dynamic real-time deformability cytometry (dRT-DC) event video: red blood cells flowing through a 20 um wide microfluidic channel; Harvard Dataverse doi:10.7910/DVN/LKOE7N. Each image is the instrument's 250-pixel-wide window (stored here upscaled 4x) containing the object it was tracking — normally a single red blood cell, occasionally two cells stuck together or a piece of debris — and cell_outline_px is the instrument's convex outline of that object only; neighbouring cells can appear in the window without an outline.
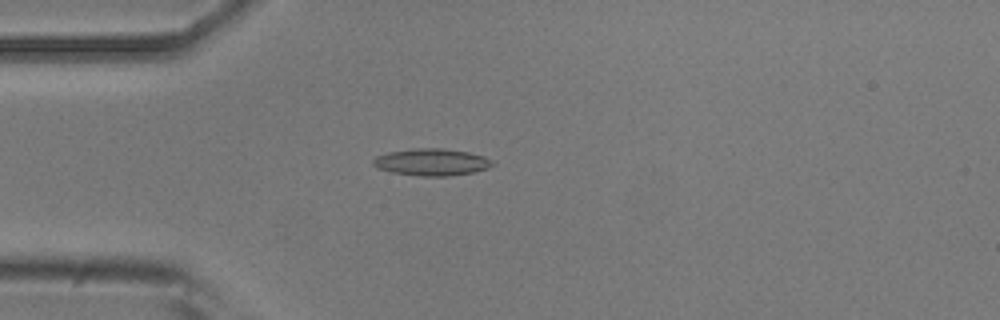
{"species": "common noctule bat (a hibernating species)", "species_latin": "Nyctalus noctula", "temperature_condition": "room temperature", "stored_images_in_passage": 45, "camera_frame_rate_fps": 3000, "um_per_image_px": 0.085, "animal": {"sex": "male", "body_mass_g": 20.5, "forearm_length_mm": 52.5}, "frame": {"image": 1, "passage_image": 8, "time_ms": 2.333, "image_size_px": [1000, 320], "cell_outline_px": [[496, 164], [488, 168], [472, 172], [448, 176], [420, 176], [392, 172], [376, 168], [372, 164], [372, 160], [376, 156], [388, 152], [412, 148], [444, 148], [468, 152], [484, 156], [492, 160]], "centroid_in_image_um": [36.68, 13.77], "position_along_channel_um": 48.3, "area_um2": 18.9}}
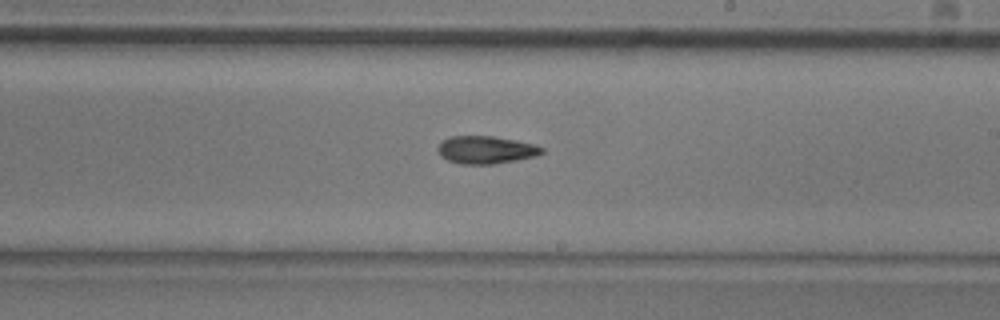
{"frame": {"image": 2, "passage_image": 24, "time_ms": 7.667, "image_size_px": [1000, 320], "cell_outline_px": [[544, 152], [536, 156], [496, 164], [460, 164], [448, 160], [440, 156], [436, 148], [440, 140], [448, 136], [492, 136], [532, 144], [544, 148]], "centroid_in_image_um": [41.23, 12.74], "position_along_channel_um": 247.8, "area_um2": 16.88}}
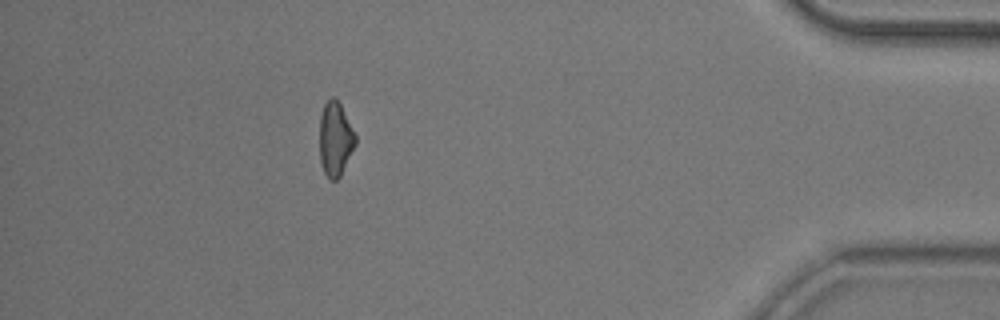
{"frame": {"image": 3, "passage_image": 40, "time_ms": 13.0, "image_size_px": [1000, 320], "cell_outline_px": [[356, 144], [340, 176], [336, 180], [328, 180], [324, 172], [320, 160], [320, 116], [324, 104], [332, 96], [336, 96], [356, 136]], "centroid_in_image_um": [28.49, 11.82], "position_along_channel_um": 406.7, "area_um2": 15.43}, "authors_computed_cell_mechanics": {"area_um2": 16.5886, "velocity_mm_per_s": 3.949, "shape_relaxation_time_tau1_ms": 9.4685, "shape_relaxation_time_tau2_ms": null, "deformation_change_tau1": 0.2039, "deformation_change_tau2": null}}